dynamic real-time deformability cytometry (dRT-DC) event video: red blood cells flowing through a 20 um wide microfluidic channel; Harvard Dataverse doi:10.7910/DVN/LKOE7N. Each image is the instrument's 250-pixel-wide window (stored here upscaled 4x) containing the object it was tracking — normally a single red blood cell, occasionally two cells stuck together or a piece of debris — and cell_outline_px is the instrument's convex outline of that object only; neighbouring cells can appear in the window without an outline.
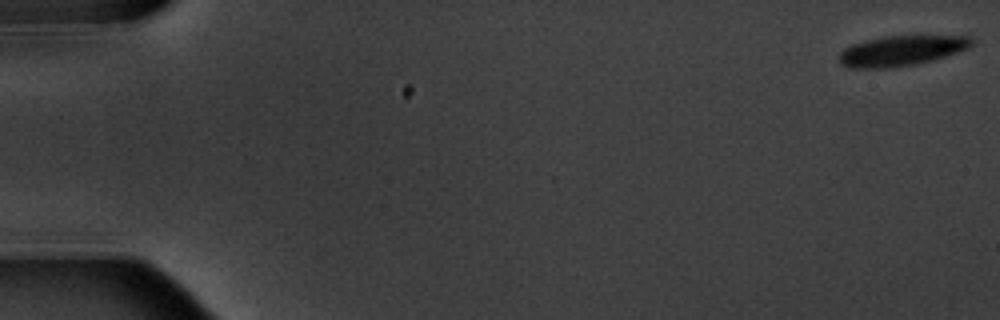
{"species": "common noctule bat (a hibernating species)", "species_latin": "Nyctalus noctula", "temperature_condition": "warm", "stored_images_in_passage": 5, "camera_frame_rate_fps": 3000, "um_per_image_px": 0.085, "animal": {"sex": "male", "body_mass_g": 20.1, "forearm_length_mm": 53.5}, "frame": {"image": 1, "passage_image": 1, "time_ms": 0.0, "image_size_px": [1000, 320], "cell_outline_px": [[972, 44], [968, 48], [932, 60], [916, 64], [884, 68], [848, 68], [840, 64], [840, 52], [844, 48], [852, 44], [864, 40], [884, 36], [972, 36]], "centroid_in_image_um": [76.57, 4.31], "position_along_channel_um": 8.4, "area_um2": 23.18}}
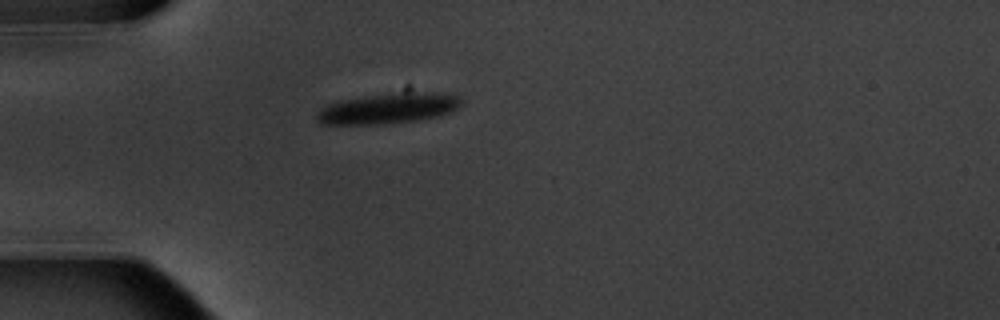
{"frame": {"image": 2, "passage_image": 5, "time_ms": 5.333, "image_size_px": [1000, 320], "cell_outline_px": [[464, 104], [460, 108], [452, 112], [440, 116], [416, 120], [380, 124], [324, 124], [316, 116], [316, 112], [320, 108], [328, 104], [340, 100], [396, 92], [428, 92], [460, 96], [464, 100]], "centroid_in_image_um": [33.08, 9.2], "position_along_channel_um": 51.9, "area_um2": 25.78}}